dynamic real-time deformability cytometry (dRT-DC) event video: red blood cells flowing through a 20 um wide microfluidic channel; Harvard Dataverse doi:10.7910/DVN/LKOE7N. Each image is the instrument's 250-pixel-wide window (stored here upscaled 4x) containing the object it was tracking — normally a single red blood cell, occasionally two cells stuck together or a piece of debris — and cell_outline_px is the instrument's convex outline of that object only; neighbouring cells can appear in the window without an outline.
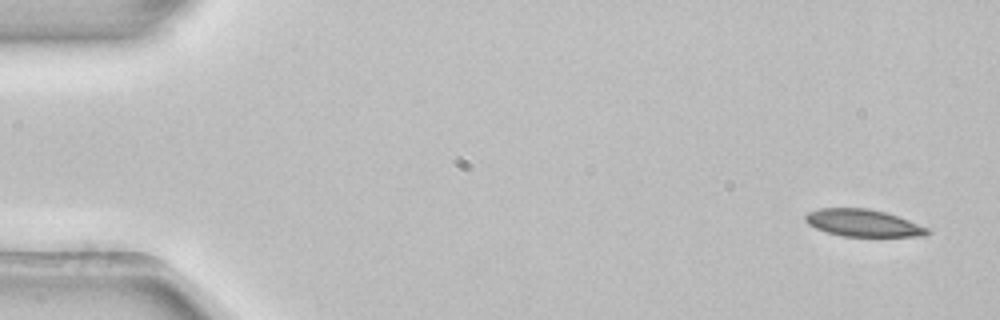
{"species": "common noctule bat (a hibernating species)", "species_latin": "Nyctalus noctula", "temperature_condition": "room temperature", "stored_images_in_passage": 3, "camera_frame_rate_fps": 3000, "um_per_image_px": 0.085, "animal": {"sex": "female", "body_mass_g": 22.7, "forearm_length_mm": 54.2}, "frame": {"image": 1, "passage_image": 1, "time_ms": 0.0, "image_size_px": [1000, 320], "cell_outline_px": [[932, 232], [924, 236], [840, 236], [816, 228], [808, 224], [804, 220], [804, 216], [808, 212], [820, 208], [868, 208], [884, 212], [908, 220], [928, 228]], "centroid_in_image_um": [73.34, 18.95], "position_along_channel_um": 11.7, "area_um2": 19.19}}
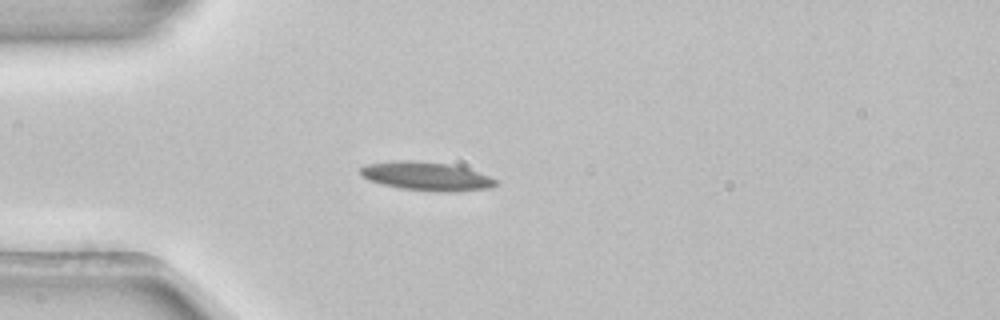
{"frame": {"image": 2, "passage_image": 3, "time_ms": 0.667, "image_size_px": [1000, 320], "cell_outline_px": [[500, 184], [488, 188], [452, 192], [436, 192], [400, 188], [368, 180], [360, 172], [360, 168], [368, 164], [396, 160], [412, 160], [448, 164], [464, 168], [488, 176], [496, 180]], "centroid_in_image_um": [36.24, 14.99], "position_along_channel_um": 48.8, "area_um2": 22.31}}